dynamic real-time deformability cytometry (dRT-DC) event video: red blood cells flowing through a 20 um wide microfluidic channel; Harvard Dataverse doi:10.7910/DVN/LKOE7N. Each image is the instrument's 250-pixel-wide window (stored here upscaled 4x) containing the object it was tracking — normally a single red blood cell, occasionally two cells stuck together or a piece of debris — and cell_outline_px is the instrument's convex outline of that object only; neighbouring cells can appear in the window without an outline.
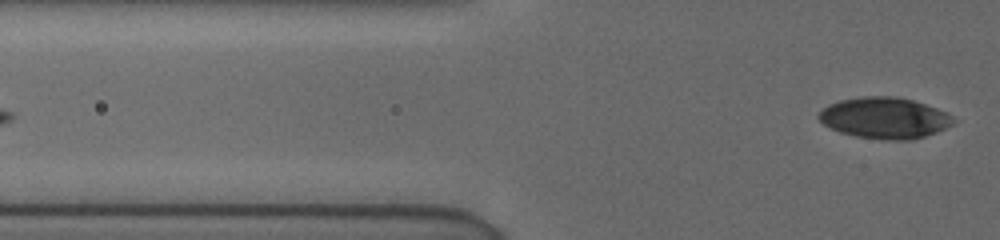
{"species": "human", "species_latin": "Homo sapiens", "temperature_condition": "cold", "stored_images_in_passage": 7, "segment_of_instrument_passage": [2, 2], "camera_frame_rate_fps": 3000, "um_per_image_px": 0.085, "donor": {"sex": "female"}, "frame": {"image": 1, "passage_image": 7, "time_ms": 5.333, "image_size_px": [1000, 240], "cell_outline_px": [[960, 120], [936, 132], [924, 136], [908, 140], [888, 140], [856, 136], [840, 132], [824, 124], [816, 116], [828, 104], [840, 100], [860, 96], [896, 96], [912, 100], [936, 108]], "centroid_in_image_um": [75.19, 10.01], "position_along_channel_um": 50.6, "area_um2": 32.14}}